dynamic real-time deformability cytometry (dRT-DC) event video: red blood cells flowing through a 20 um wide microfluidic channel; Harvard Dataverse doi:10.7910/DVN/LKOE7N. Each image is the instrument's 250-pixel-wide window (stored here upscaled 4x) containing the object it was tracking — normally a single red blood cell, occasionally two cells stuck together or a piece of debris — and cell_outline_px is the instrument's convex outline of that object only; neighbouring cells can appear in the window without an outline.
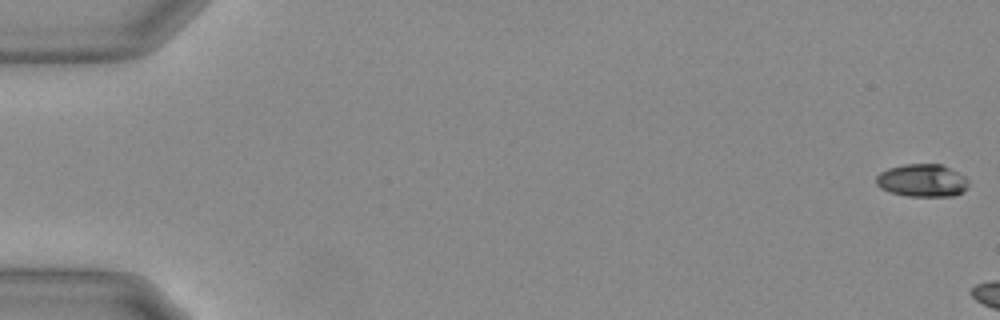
{"species": "Egyptian fruit bat (a non-hibernating species)", "species_latin": "Rousettus aegyptiacus", "temperature_condition": "warm", "stored_images_in_passage": 9, "camera_frame_rate_fps": 3000, "um_per_image_px": 0.085, "animal": {"sex": "female"}, "frame": {"image": 1, "passage_image": 1, "time_ms": 0.0, "image_size_px": [1000, 320], "cell_outline_px": [[968, 188], [956, 196], [908, 196], [892, 192], [880, 188], [876, 184], [876, 176], [880, 172], [888, 168], [904, 164], [940, 164], [964, 176], [968, 180]], "centroid_in_image_um": [78.38, 15.34], "position_along_channel_um": 6.6, "area_um2": 17.57}}